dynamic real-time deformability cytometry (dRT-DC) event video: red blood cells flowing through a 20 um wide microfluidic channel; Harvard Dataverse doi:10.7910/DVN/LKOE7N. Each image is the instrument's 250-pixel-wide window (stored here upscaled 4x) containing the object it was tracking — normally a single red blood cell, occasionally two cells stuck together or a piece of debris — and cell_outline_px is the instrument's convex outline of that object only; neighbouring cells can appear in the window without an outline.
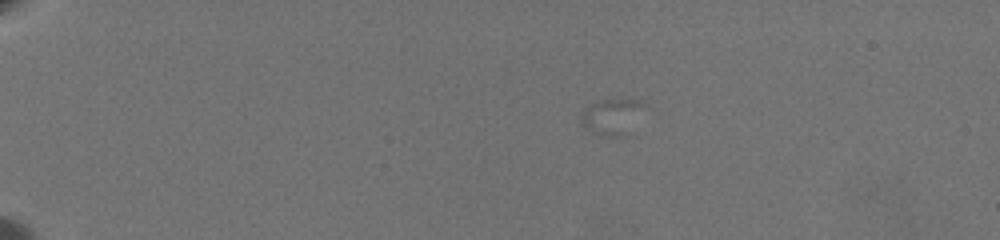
{"species": "common noctule bat (a hibernating species)", "species_latin": "Nyctalus noctula", "temperature_condition": "warm", "stored_images_in_passage": 2, "camera_frame_rate_fps": 3000, "um_per_image_px": 0.085, "animal": {"sex": "female", "body_mass_g": 19.5, "forearm_length_mm": 54.1}, "frame": {"image": 1, "passage_image": 2, "time_ms": 0.333, "image_size_px": [1000, 240], "cell_outline_px": [[644, 104], [624, 136], [604, 136], [580, 124], [580, 120], [584, 112], [592, 104], [604, 100], [636, 100]], "centroid_in_image_um": [51.96, 9.92], "position_along_channel_um": 33.0, "area_um2": 12.08}}